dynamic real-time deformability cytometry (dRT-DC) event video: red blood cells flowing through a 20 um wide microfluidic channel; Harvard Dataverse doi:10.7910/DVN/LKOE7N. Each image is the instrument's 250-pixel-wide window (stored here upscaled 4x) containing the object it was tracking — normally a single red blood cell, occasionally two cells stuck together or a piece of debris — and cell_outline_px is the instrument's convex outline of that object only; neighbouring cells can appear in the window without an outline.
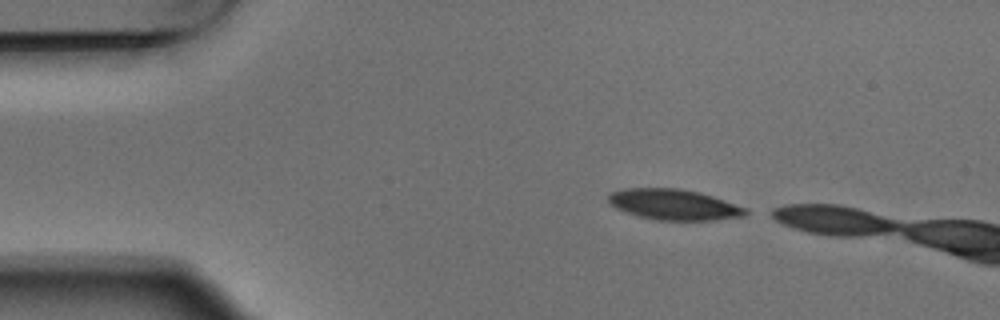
{"species": "Egyptian fruit bat (a non-hibernating species)", "species_latin": "Rousettus aegyptiacus", "temperature_condition": "warm", "stored_images_in_passage": 2, "camera_frame_rate_fps": 3000, "um_per_image_px": 0.085, "animal": {"sex": "male"}, "frame": {"image": 1, "passage_image": 1, "time_ms": 0.0, "image_size_px": [1000, 320], "cell_outline_px": [[748, 212], [744, 216], [712, 220], [656, 220], [640, 216], [616, 208], [608, 200], [608, 196], [612, 192], [624, 188], [680, 188], [700, 192], [748, 208]], "centroid_in_image_um": [57.31, 17.38], "position_along_channel_um": 27.7, "area_um2": 24.39}}